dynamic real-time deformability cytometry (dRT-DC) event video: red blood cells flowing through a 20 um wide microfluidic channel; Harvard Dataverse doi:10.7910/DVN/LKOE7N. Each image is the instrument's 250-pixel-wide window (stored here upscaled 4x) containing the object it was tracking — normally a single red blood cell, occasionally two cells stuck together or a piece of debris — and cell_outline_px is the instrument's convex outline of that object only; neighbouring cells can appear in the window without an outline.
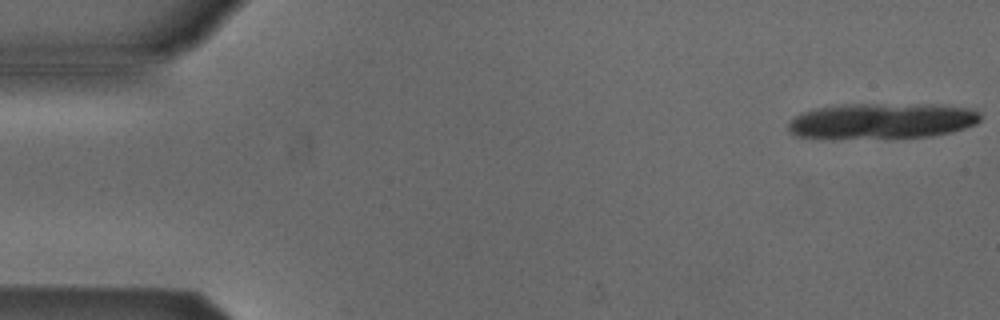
{"species": "Egyptian fruit bat (a non-hibernating species)", "species_latin": "Rousettus aegyptiacus", "temperature_condition": "cold", "stored_images_in_passage": 4, "camera_frame_rate_fps": 3000, "um_per_image_px": 0.085, "animal": {"sex": "male"}, "frame": {"image": 1, "passage_image": 1, "time_ms": 0.0, "image_size_px": [1000, 320], "cell_outline_px": [[980, 120], [976, 124], [952, 132], [932, 136], [796, 136], [788, 128], [788, 124], [800, 112], [816, 108], [840, 104], [932, 104], [976, 108], [980, 112]], "centroid_in_image_um": [75.08, 10.22], "position_along_channel_um": 9.9, "area_um2": 39.02}}